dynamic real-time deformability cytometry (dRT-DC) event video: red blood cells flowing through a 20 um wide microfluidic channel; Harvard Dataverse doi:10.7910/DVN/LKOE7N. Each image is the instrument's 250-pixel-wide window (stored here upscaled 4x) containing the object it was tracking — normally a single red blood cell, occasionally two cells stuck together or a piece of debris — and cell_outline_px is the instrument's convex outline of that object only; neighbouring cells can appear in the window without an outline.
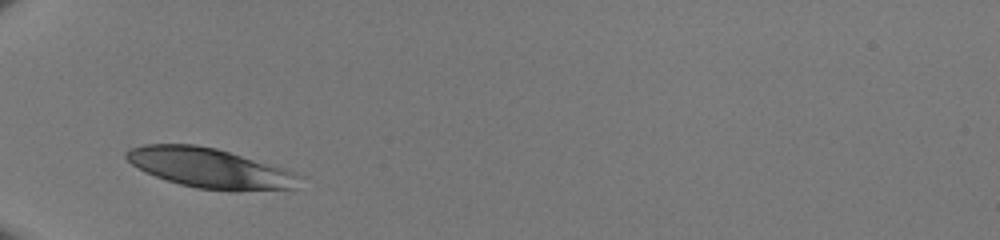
{"species": "human", "species_latin": "Homo sapiens", "temperature_condition": "room temperature", "stored_images_in_passage": 16, "camera_frame_rate_fps": 3000, "um_per_image_px": 0.085, "donor": {"sex": "male"}, "frame": {"image": 1, "passage_image": 1, "time_ms": 0.0, "image_size_px": [1000, 240], "cell_outline_px": [[304, 176], [296, 188], [236, 192], [232, 192], [196, 188], [180, 184], [144, 172], [132, 164], [124, 156], [124, 152], [128, 148], [144, 144], [196, 144], [216, 148], [284, 168], [296, 172]], "centroid_in_image_um": [17.87, 14.3], "position_along_channel_um": 67.1, "area_um2": 40.63}}
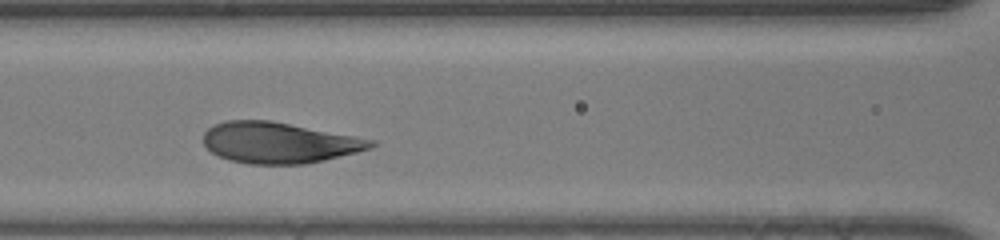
{"frame": {"image": 2, "passage_image": 7, "time_ms": 2.0, "image_size_px": [1000, 240], "cell_outline_px": [[376, 144], [372, 148], [324, 160], [304, 164], [248, 164], [228, 160], [212, 152], [204, 144], [204, 132], [212, 124], [224, 120], [272, 120], [356, 136], [376, 140]], "centroid_in_image_um": [23.71, 12.12], "position_along_channel_um": 142.9, "area_um2": 40.17}}
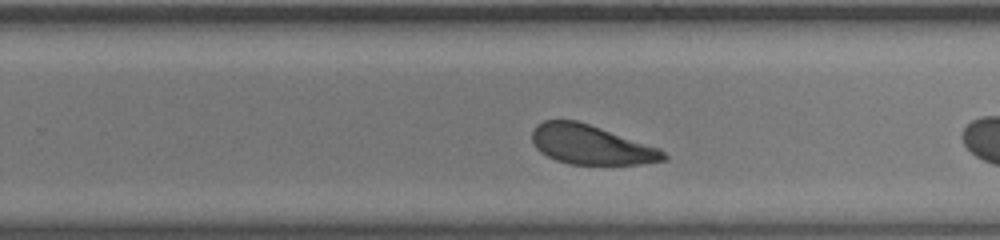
{"frame": {"image": 3, "passage_image": 14, "time_ms": 4.333, "image_size_px": [1000, 240], "cell_outline_px": [[668, 160], [640, 164], [568, 164], [556, 160], [540, 152], [532, 144], [532, 128], [536, 124], [544, 120], [576, 120], [660, 148], [668, 156]], "centroid_in_image_um": [50.21, 12.3], "position_along_channel_um": 279.6, "area_um2": 30.17}}